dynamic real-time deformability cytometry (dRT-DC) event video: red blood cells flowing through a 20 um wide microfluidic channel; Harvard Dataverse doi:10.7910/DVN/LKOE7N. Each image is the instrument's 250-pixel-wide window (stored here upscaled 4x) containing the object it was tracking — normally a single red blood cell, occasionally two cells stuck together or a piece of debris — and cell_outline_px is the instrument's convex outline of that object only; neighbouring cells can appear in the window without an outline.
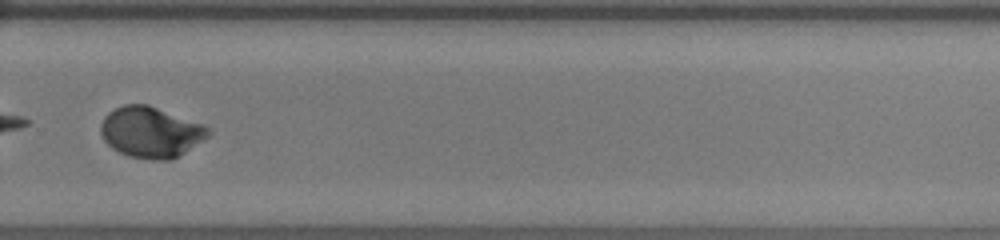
{"species": "human", "species_latin": "Homo sapiens", "temperature_condition": "room temperature", "stored_images_in_passage": 34, "camera_frame_rate_fps": 3000, "um_per_image_px": 0.085, "donor": {"sex": "female"}, "frame": {"image": 1, "passage_image": 20, "time_ms": 6.333, "image_size_px": [1000, 240], "cell_outline_px": [[212, 132], [208, 136], [172, 160], [152, 160], [128, 156], [112, 148], [104, 140], [100, 132], [100, 124], [104, 116], [108, 112], [124, 104], [148, 104], [204, 124], [212, 128]], "centroid_in_image_um": [12.82, 11.22], "position_along_channel_um": 317.0, "area_um2": 32.02}, "authors_computed_cell_mechanics": {"area_um2": 31.501, "velocity_mm_per_s": 4.0731, "shape_relaxation_time_tau1_ms": 3.3622, "shape_relaxation_time_tau2_ms": null, "deformation_change_tau1": 0.1797, "deformation_change_tau2": null}}